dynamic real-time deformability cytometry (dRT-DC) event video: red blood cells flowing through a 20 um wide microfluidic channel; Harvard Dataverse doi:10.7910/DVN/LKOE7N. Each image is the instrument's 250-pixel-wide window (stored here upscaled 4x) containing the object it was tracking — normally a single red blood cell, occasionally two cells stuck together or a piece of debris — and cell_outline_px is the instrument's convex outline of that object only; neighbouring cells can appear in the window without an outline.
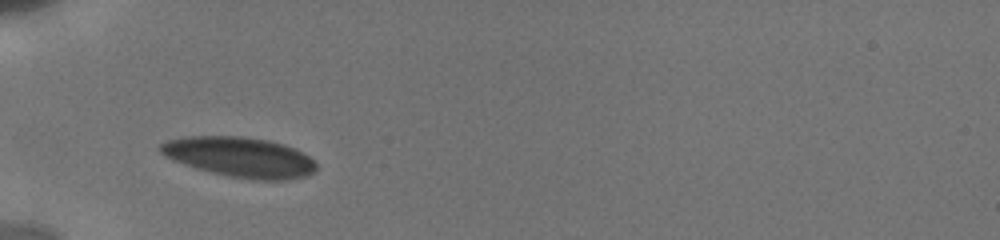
{"species": "human", "species_latin": "Homo sapiens", "temperature_condition": "cold", "stored_images_in_passage": 44, "camera_frame_rate_fps": 3000, "um_per_image_px": 0.085, "donor": {"sex": "male"}, "frame": {"image": 1, "passage_image": 1, "time_ms": 0.0, "image_size_px": [1000, 240], "cell_outline_px": [[316, 168], [312, 172], [304, 176], [284, 180], [256, 180], [228, 176], [196, 168], [172, 160], [164, 156], [156, 148], [160, 144], [168, 140], [184, 136], [244, 136], [268, 140], [284, 144], [304, 152], [316, 164]], "centroid_in_image_um": [20.34, 13.34], "position_along_channel_um": 64.7, "area_um2": 36.47}}
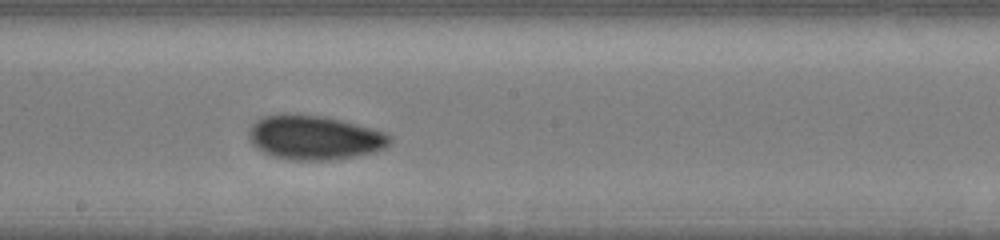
{"frame": {"image": 2, "passage_image": 18, "time_ms": 4.333, "image_size_px": [1000, 240], "cell_outline_px": [[392, 140], [384, 148], [372, 152], [352, 156], [328, 160], [292, 160], [272, 156], [256, 148], [252, 144], [248, 136], [248, 132], [252, 124], [256, 120], [264, 116], [284, 112], [296, 112], [324, 116], [388, 132], [392, 136]], "centroid_in_image_um": [26.69, 11.66], "position_along_channel_um": 221.5, "area_um2": 36.76}}
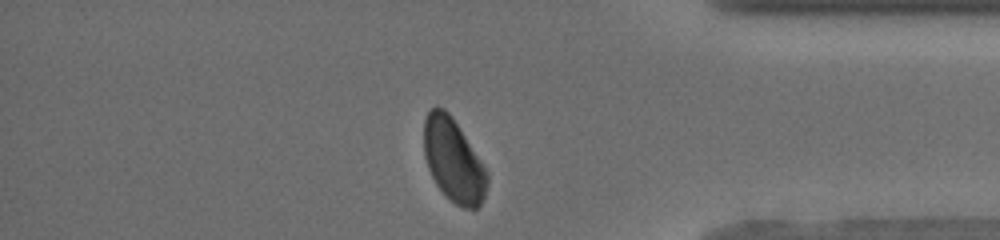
{"frame": {"image": 3, "passage_image": 38, "time_ms": 9.333, "image_size_px": [1000, 240], "cell_outline_px": [[488, 184], [484, 196], [480, 204], [476, 208], [464, 208], [456, 204], [444, 196], [436, 184], [428, 168], [424, 156], [424, 120], [428, 112], [436, 104], [444, 108], [448, 112], [488, 172]], "centroid_in_image_um": [38.52, 13.64], "position_along_channel_um": 396.7, "area_um2": 30.4}, "authors_computed_cell_mechanics": {"area_um2": 35.4025, "velocity_mm_per_s": 3.8004, "shape_relaxation_time_tau1_ms": 3.9276, "shape_relaxation_time_tau2_ms": 1.4804, "deformation_change_tau1": 0.1057, "deformation_change_tau2": 0.0543}}